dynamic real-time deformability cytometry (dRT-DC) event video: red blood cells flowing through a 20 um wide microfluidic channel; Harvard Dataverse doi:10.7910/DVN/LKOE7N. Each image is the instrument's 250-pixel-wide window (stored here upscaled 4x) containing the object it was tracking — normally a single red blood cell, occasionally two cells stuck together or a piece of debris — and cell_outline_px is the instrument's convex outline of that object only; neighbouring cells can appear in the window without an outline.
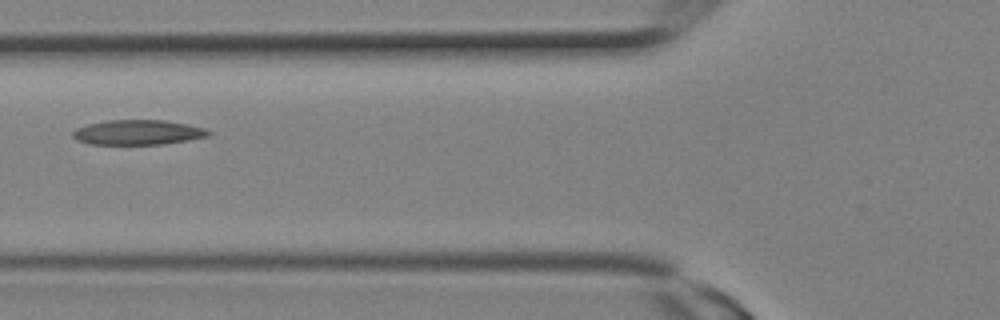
{"species": "Egyptian fruit bat (a non-hibernating species)", "species_latin": "Rousettus aegyptiacus", "temperature_condition": "room temperature", "stored_images_in_passage": 11, "camera_frame_rate_fps": 3000, "um_per_image_px": 0.085, "animal": {"sex": "female"}, "frame": {"image": 1, "passage_image": 10, "time_ms": 3.0, "image_size_px": [1000, 320], "cell_outline_px": [[212, 132], [208, 136], [188, 140], [160, 144], [92, 144], [76, 140], [72, 136], [72, 132], [76, 128], [88, 124], [108, 120], [164, 120], [188, 124], [204, 128]], "centroid_in_image_um": [11.71, 11.24], "position_along_channel_um": 114.1, "area_um2": 19.59}}